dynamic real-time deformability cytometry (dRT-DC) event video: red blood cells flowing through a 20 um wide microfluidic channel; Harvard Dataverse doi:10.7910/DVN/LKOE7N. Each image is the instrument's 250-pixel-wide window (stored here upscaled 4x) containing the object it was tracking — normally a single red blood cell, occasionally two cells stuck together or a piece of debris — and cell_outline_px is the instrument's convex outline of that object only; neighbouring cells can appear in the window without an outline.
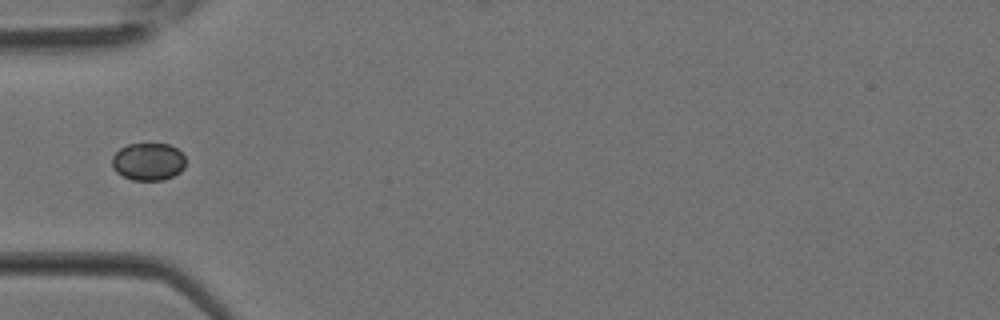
{"species": "Egyptian fruit bat (a non-hibernating species)", "species_latin": "Rousettus aegyptiacus", "temperature_condition": "room temperature", "stored_images_in_passage": 24, "camera_frame_rate_fps": 3000, "um_per_image_px": 0.085, "animal": {"sex": "female"}, "frame": {"image": 1, "passage_image": 1, "time_ms": 0.0, "image_size_px": [1000, 320], "cell_outline_px": [[184, 168], [180, 172], [164, 180], [132, 180], [116, 172], [112, 168], [112, 156], [120, 148], [128, 144], [168, 144], [176, 148], [184, 156]], "centroid_in_image_um": [12.58, 13.74], "position_along_channel_um": 72.4, "area_um2": 16.07}}
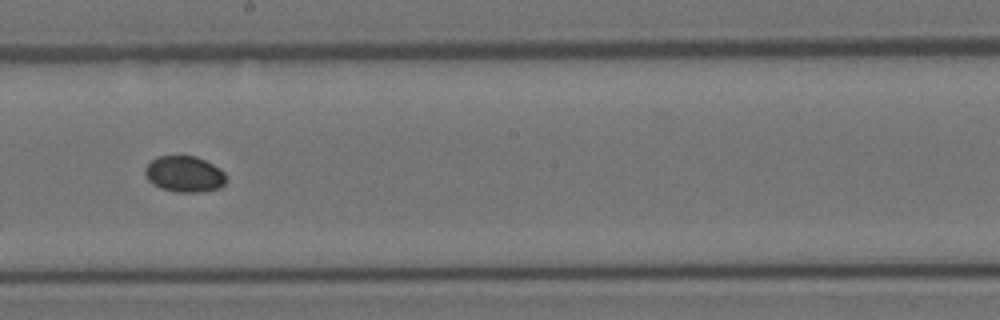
{"frame": {"image": 2, "passage_image": 9, "time_ms": 2.667, "image_size_px": [1000, 320], "cell_outline_px": [[228, 180], [220, 188], [200, 192], [176, 192], [160, 188], [152, 184], [148, 180], [144, 172], [144, 168], [156, 156], [196, 156], [220, 168], [224, 172]], "centroid_in_image_um": [15.68, 14.8], "position_along_channel_um": 232.5, "area_um2": 17.22}}
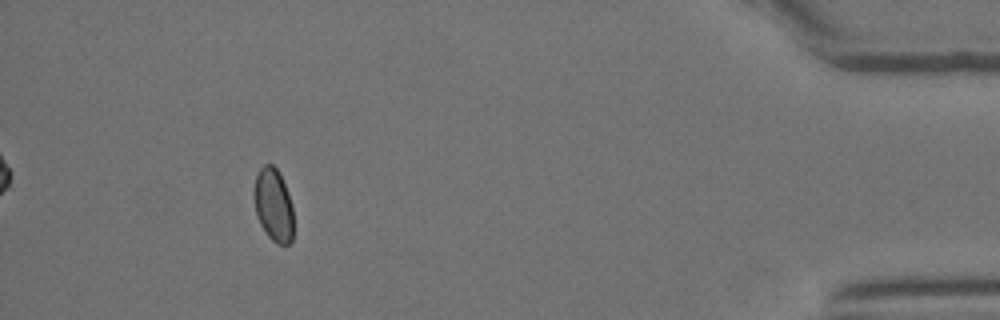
{"frame": {"image": 3, "passage_image": 21, "time_ms": 6.667, "image_size_px": [1000, 320], "cell_outline_px": [[292, 240], [288, 244], [276, 244], [268, 236], [260, 224], [256, 216], [252, 196], [252, 188], [256, 176], [260, 168], [264, 164], [272, 164], [276, 168], [288, 192], [292, 204]], "centroid_in_image_um": [23.2, 17.41], "position_along_channel_um": 412.0, "area_um2": 16.99}}